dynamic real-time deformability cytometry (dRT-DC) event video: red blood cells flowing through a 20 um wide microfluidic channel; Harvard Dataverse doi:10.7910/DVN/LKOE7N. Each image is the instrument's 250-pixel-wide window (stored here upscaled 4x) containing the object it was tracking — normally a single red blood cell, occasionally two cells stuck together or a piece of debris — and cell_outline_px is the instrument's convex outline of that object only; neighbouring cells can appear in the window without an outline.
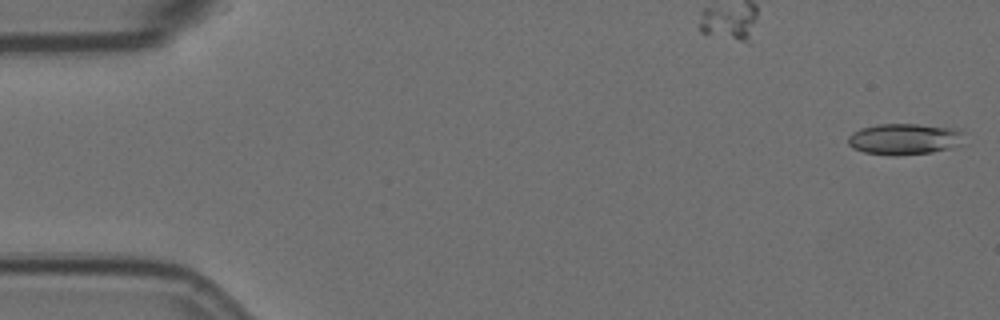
{"species": "Egyptian fruit bat (a non-hibernating species)", "species_latin": "Rousettus aegyptiacus", "temperature_condition": "room temperature", "stored_images_in_passage": 56, "camera_frame_rate_fps": 3000, "um_per_image_px": 0.085, "animal": {"sex": "female"}, "frame": {"image": 1, "passage_image": 1, "time_ms": 0.0, "image_size_px": [1000, 320], "cell_outline_px": [[968, 132], [948, 148], [932, 152], [896, 156], [892, 156], [864, 152], [852, 148], [848, 144], [848, 136], [852, 132], [860, 128], [876, 124], [916, 124], [952, 128]], "centroid_in_image_um": [76.77, 11.81], "position_along_channel_um": 8.2, "area_um2": 20.92}}
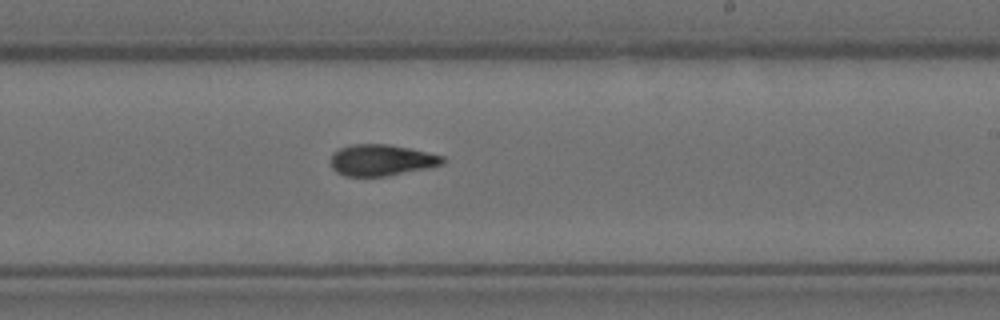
{"frame": {"image": 2, "passage_image": 33, "time_ms": 10.667, "image_size_px": [1000, 320], "cell_outline_px": [[448, 160], [444, 164], [428, 168], [384, 176], [344, 176], [336, 172], [332, 168], [328, 160], [332, 152], [340, 148], [352, 144], [388, 144], [408, 148], [444, 156]], "centroid_in_image_um": [32.39, 13.61], "position_along_channel_um": 256.6, "area_um2": 20.63}}
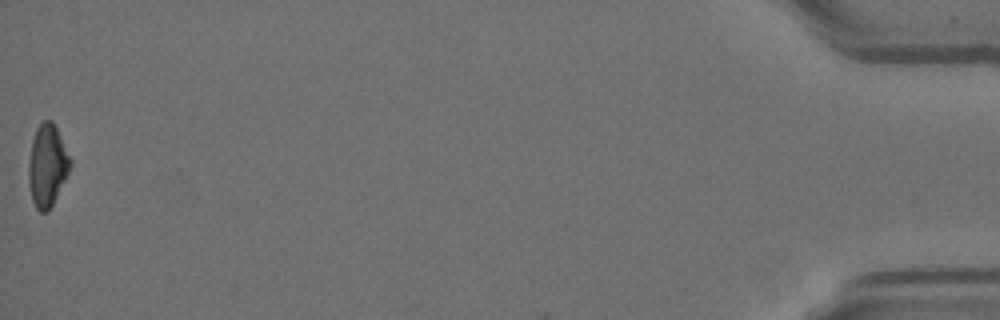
{"frame": {"image": 3, "passage_image": 56, "time_ms": 18.333, "image_size_px": [1000, 320], "cell_outline_px": [[72, 164], [48, 212], [40, 212], [36, 208], [32, 200], [28, 184], [28, 164], [32, 140], [36, 128], [44, 120], [52, 120], [72, 160]], "centroid_in_image_um": [4.0, 14.06], "position_along_channel_um": 431.2, "area_um2": 19.77}, "authors_computed_cell_mechanics": {"area_um2": 20.5768, "velocity_mm_per_s": 3.5997, "shape_relaxation_time_tau1_ms": null, "shape_relaxation_time_tau2_ms": 4.7173, "deformation_change_tau1": null, "deformation_change_tau2": 0.1095}}